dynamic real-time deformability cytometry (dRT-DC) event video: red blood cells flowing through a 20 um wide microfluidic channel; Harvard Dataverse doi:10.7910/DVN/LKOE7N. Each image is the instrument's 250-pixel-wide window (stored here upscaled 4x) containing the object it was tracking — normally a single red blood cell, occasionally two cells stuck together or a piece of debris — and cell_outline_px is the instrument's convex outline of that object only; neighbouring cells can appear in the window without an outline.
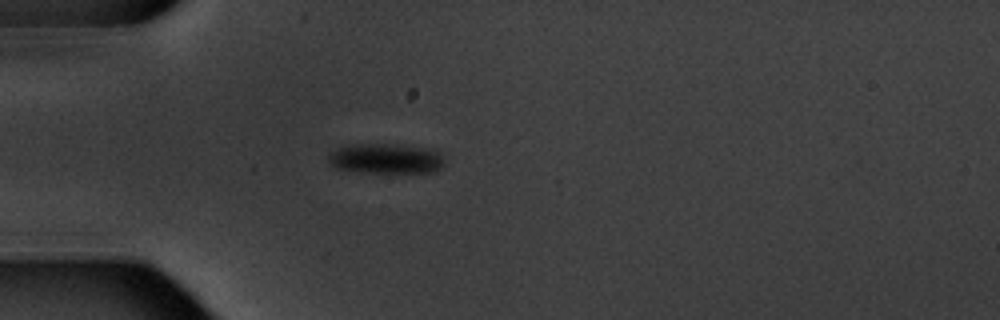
{"species": "common noctule bat (a hibernating species)", "species_latin": "Nyctalus noctula", "temperature_condition": "warm", "stored_images_in_passage": 8, "camera_frame_rate_fps": 3000, "um_per_image_px": 0.085, "animal": {"sex": "male", "body_mass_g": 20.1, "forearm_length_mm": 53.5}, "frame": {"image": 1, "passage_image": 5, "time_ms": 4.667, "image_size_px": [1000, 320], "cell_outline_px": [[444, 164], [436, 172], [360, 172], [336, 168], [328, 160], [328, 156], [336, 148], [348, 144], [400, 144], [436, 148], [444, 152]], "centroid_in_image_um": [32.9, 13.45], "position_along_channel_um": 52.1, "area_um2": 20.92}}
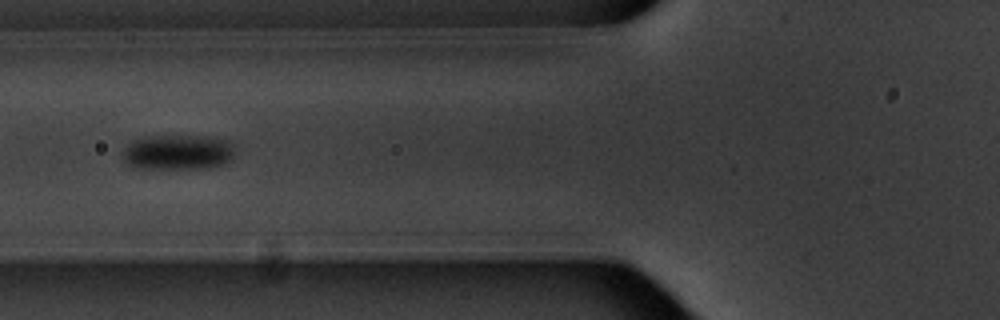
{"frame": {"image": 2, "passage_image": 7, "time_ms": 6.667, "image_size_px": [1000, 320], "cell_outline_px": [[232, 160], [208, 168], [132, 168], [124, 160], [124, 148], [132, 140], [148, 136], [208, 136], [228, 140], [232, 144]], "centroid_in_image_um": [15.1, 12.93], "position_along_channel_um": 110.7, "area_um2": 22.89}}